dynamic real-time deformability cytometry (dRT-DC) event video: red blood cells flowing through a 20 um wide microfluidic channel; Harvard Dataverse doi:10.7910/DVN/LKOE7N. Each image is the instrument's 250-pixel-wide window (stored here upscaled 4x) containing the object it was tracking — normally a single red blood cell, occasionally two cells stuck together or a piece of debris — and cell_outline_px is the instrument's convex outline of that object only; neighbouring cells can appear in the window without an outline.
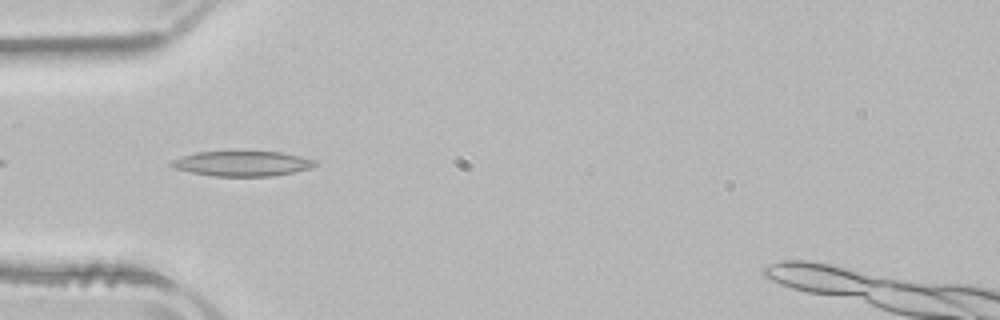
{"species": "common noctule bat (a hibernating species)", "species_latin": "Nyctalus noctula", "temperature_condition": "room temperature", "stored_images_in_passage": 5, "camera_frame_rate_fps": 3000, "um_per_image_px": 0.085, "animal": {"sex": "male", "body_mass_g": 21.5, "forearm_length_mm": 52.0}, "frame": {"image": 1, "passage_image": 4, "time_ms": 4.333, "image_size_px": [1000, 320], "cell_outline_px": [[320, 164], [308, 168], [292, 172], [272, 176], [216, 176], [192, 172], [176, 168], [168, 164], [168, 160], [180, 156], [196, 152], [244, 148], [280, 152], [320, 160]], "centroid_in_image_um": [20.59, 13.83], "position_along_channel_um": 64.4, "area_um2": 22.2}}
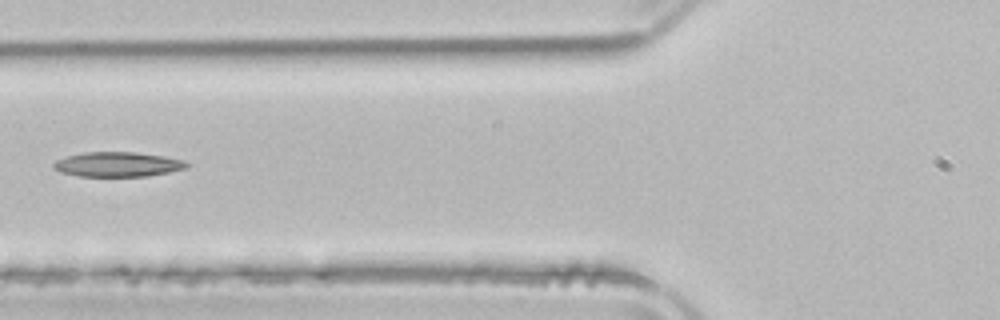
{"frame": {"image": 2, "passage_image": 5, "time_ms": 5.667, "image_size_px": [1000, 320], "cell_outline_px": [[192, 164], [188, 168], [148, 176], [80, 176], [60, 172], [52, 168], [52, 164], [56, 160], [68, 156], [84, 152], [136, 152], [164, 156], [184, 160]], "centroid_in_image_um": [10.03, 13.97], "position_along_channel_um": 115.8, "area_um2": 19.31}}